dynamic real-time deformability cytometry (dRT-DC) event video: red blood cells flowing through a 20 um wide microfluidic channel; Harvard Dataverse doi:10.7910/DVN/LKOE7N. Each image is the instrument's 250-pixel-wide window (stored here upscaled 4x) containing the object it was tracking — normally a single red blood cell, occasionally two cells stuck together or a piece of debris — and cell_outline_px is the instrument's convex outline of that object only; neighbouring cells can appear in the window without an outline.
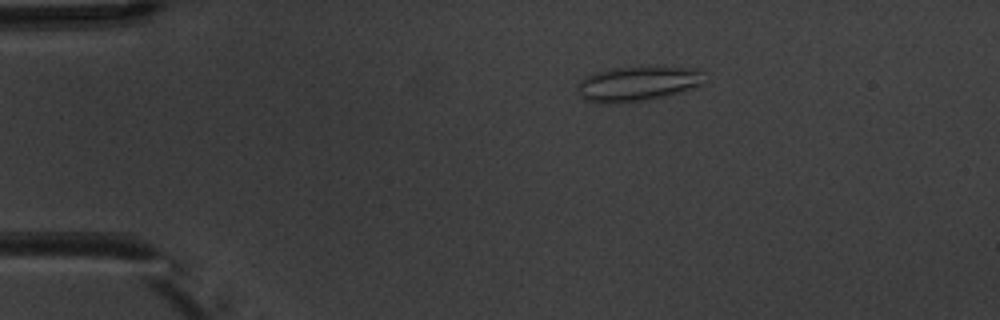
{"species": "common noctule bat (a hibernating species)", "species_latin": "Nyctalus noctula", "temperature_condition": "warm", "stored_images_in_passage": 4, "camera_frame_rate_fps": 3000, "um_per_image_px": 0.085, "animal": {"sex": "male", "body_mass_g": 20.1, "forearm_length_mm": 53.5}, "frame": {"image": 1, "passage_image": 2, "time_ms": 1.333, "image_size_px": [1000, 320], "cell_outline_px": [[704, 84], [664, 96], [644, 100], [608, 104], [600, 104], [584, 100], [580, 96], [576, 88], [576, 84], [584, 76], [596, 72], [612, 68], [652, 64], [700, 68], [704, 72]], "centroid_in_image_um": [54.2, 7.06], "position_along_channel_um": 30.8, "area_um2": 26.88}}